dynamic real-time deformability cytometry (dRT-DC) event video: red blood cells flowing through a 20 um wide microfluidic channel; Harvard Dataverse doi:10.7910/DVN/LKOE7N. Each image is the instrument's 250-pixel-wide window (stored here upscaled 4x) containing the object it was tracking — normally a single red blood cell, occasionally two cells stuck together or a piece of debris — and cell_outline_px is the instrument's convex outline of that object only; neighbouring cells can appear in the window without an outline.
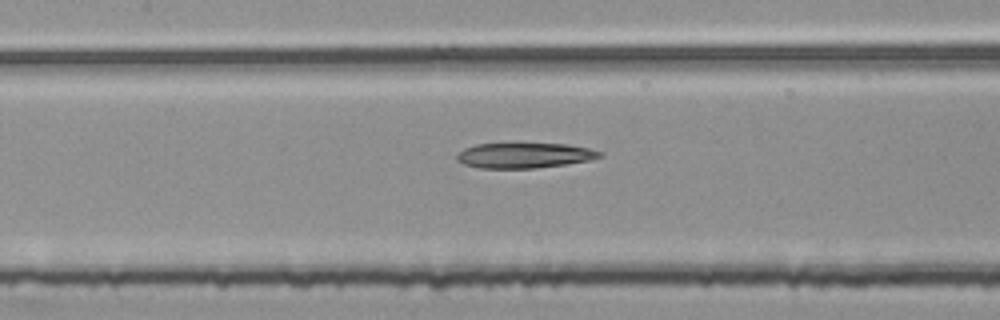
{"species": "common noctule bat (a hibernating species)", "species_latin": "Nyctalus noctula", "temperature_condition": "room temperature", "stored_images_in_passage": 54, "camera_frame_rate_fps": 3000, "um_per_image_px": 0.085, "animal": {"sex": "female", "body_mass_g": 25.1}, "frame": {"image": 1, "passage_image": 24, "time_ms": 7.667, "image_size_px": [1000, 320], "cell_outline_px": [[604, 156], [592, 160], [536, 168], [480, 168], [464, 164], [456, 160], [456, 156], [464, 148], [476, 144], [512, 140], [564, 144], [588, 148], [604, 152]], "centroid_in_image_um": [44.56, 13.15], "position_along_channel_um": 162.8, "area_um2": 22.2}}
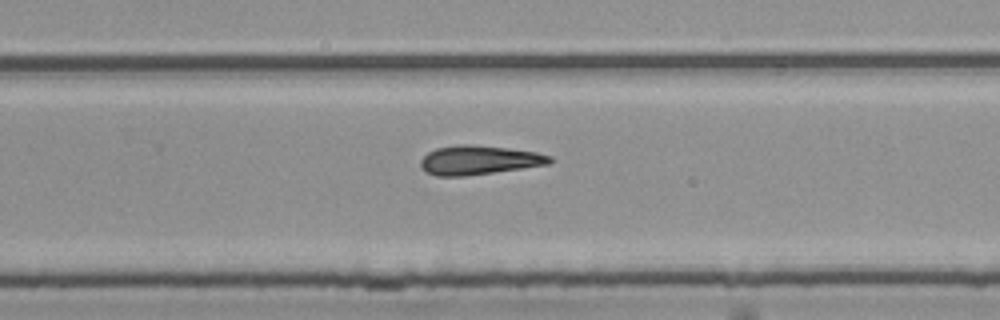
{"frame": {"image": 2, "passage_image": 34, "time_ms": 11.0, "image_size_px": [1000, 320], "cell_outline_px": [[552, 160], [548, 164], [464, 176], [436, 176], [424, 172], [420, 168], [420, 160], [428, 152], [436, 148], [456, 144], [468, 144], [508, 148], [536, 152], [552, 156]], "centroid_in_image_um": [40.64, 13.6], "position_along_channel_um": 289.2, "area_um2": 21.85}}
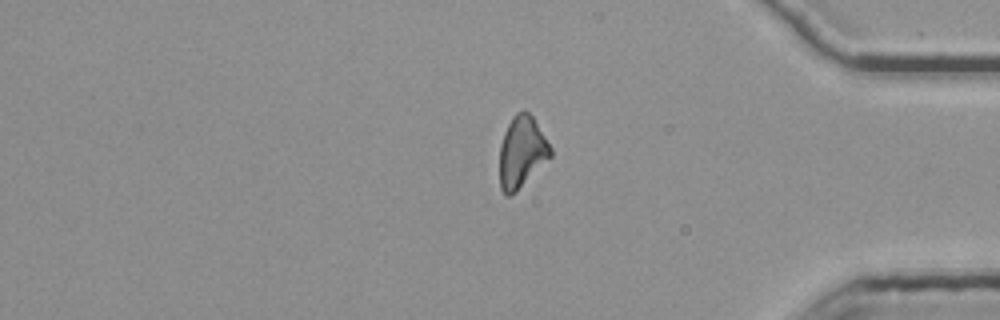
{"frame": {"image": 3, "passage_image": 44, "time_ms": 14.333, "image_size_px": [1000, 320], "cell_outline_px": [[552, 156], [516, 192], [508, 196], [504, 196], [500, 188], [500, 144], [504, 132], [512, 116], [516, 112], [528, 112], [532, 116], [552, 148]], "centroid_in_image_um": [44.34, 12.95], "position_along_channel_um": 390.9, "area_um2": 21.15}}